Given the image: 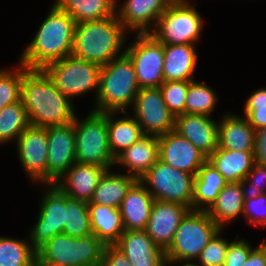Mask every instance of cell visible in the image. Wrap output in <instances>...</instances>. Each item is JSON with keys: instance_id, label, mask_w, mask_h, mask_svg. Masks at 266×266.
<instances>
[{"instance_id": "obj_1", "label": "cell", "mask_w": 266, "mask_h": 266, "mask_svg": "<svg viewBox=\"0 0 266 266\" xmlns=\"http://www.w3.org/2000/svg\"><path fill=\"white\" fill-rule=\"evenodd\" d=\"M21 100L30 125L44 128L64 125L74 121L77 115L74 102L53 84L42 69L23 66Z\"/></svg>"}, {"instance_id": "obj_2", "label": "cell", "mask_w": 266, "mask_h": 266, "mask_svg": "<svg viewBox=\"0 0 266 266\" xmlns=\"http://www.w3.org/2000/svg\"><path fill=\"white\" fill-rule=\"evenodd\" d=\"M47 14L29 45L19 55L18 62L28 69H43L72 55L75 20L55 3Z\"/></svg>"}, {"instance_id": "obj_3", "label": "cell", "mask_w": 266, "mask_h": 266, "mask_svg": "<svg viewBox=\"0 0 266 266\" xmlns=\"http://www.w3.org/2000/svg\"><path fill=\"white\" fill-rule=\"evenodd\" d=\"M127 33L117 15L76 24L72 55L104 66L125 53Z\"/></svg>"}, {"instance_id": "obj_4", "label": "cell", "mask_w": 266, "mask_h": 266, "mask_svg": "<svg viewBox=\"0 0 266 266\" xmlns=\"http://www.w3.org/2000/svg\"><path fill=\"white\" fill-rule=\"evenodd\" d=\"M139 90L132 61L124 53L102 66L93 110L101 113L128 112Z\"/></svg>"}, {"instance_id": "obj_5", "label": "cell", "mask_w": 266, "mask_h": 266, "mask_svg": "<svg viewBox=\"0 0 266 266\" xmlns=\"http://www.w3.org/2000/svg\"><path fill=\"white\" fill-rule=\"evenodd\" d=\"M105 244L94 234L53 236L37 250V266H101Z\"/></svg>"}, {"instance_id": "obj_6", "label": "cell", "mask_w": 266, "mask_h": 266, "mask_svg": "<svg viewBox=\"0 0 266 266\" xmlns=\"http://www.w3.org/2000/svg\"><path fill=\"white\" fill-rule=\"evenodd\" d=\"M220 229L206 210H189L165 250L166 261L196 262L201 251Z\"/></svg>"}, {"instance_id": "obj_7", "label": "cell", "mask_w": 266, "mask_h": 266, "mask_svg": "<svg viewBox=\"0 0 266 266\" xmlns=\"http://www.w3.org/2000/svg\"><path fill=\"white\" fill-rule=\"evenodd\" d=\"M203 21L193 2L175 0L149 33L162 44L196 45L201 38Z\"/></svg>"}, {"instance_id": "obj_8", "label": "cell", "mask_w": 266, "mask_h": 266, "mask_svg": "<svg viewBox=\"0 0 266 266\" xmlns=\"http://www.w3.org/2000/svg\"><path fill=\"white\" fill-rule=\"evenodd\" d=\"M76 162L105 167L115 165L108 139L107 112L91 110L84 119L75 117Z\"/></svg>"}, {"instance_id": "obj_9", "label": "cell", "mask_w": 266, "mask_h": 266, "mask_svg": "<svg viewBox=\"0 0 266 266\" xmlns=\"http://www.w3.org/2000/svg\"><path fill=\"white\" fill-rule=\"evenodd\" d=\"M101 69L102 66L98 64L69 55L46 65L42 70L53 84L73 102L74 97L92 90L96 99Z\"/></svg>"}, {"instance_id": "obj_10", "label": "cell", "mask_w": 266, "mask_h": 266, "mask_svg": "<svg viewBox=\"0 0 266 266\" xmlns=\"http://www.w3.org/2000/svg\"><path fill=\"white\" fill-rule=\"evenodd\" d=\"M195 176L160 159L139 179L156 200L175 202L192 209Z\"/></svg>"}, {"instance_id": "obj_11", "label": "cell", "mask_w": 266, "mask_h": 266, "mask_svg": "<svg viewBox=\"0 0 266 266\" xmlns=\"http://www.w3.org/2000/svg\"><path fill=\"white\" fill-rule=\"evenodd\" d=\"M125 48L130 57L140 88L160 87L164 82V44L150 33H135Z\"/></svg>"}, {"instance_id": "obj_12", "label": "cell", "mask_w": 266, "mask_h": 266, "mask_svg": "<svg viewBox=\"0 0 266 266\" xmlns=\"http://www.w3.org/2000/svg\"><path fill=\"white\" fill-rule=\"evenodd\" d=\"M131 115L144 135L161 136L174 130L175 116L167 108L160 87L140 88Z\"/></svg>"}, {"instance_id": "obj_13", "label": "cell", "mask_w": 266, "mask_h": 266, "mask_svg": "<svg viewBox=\"0 0 266 266\" xmlns=\"http://www.w3.org/2000/svg\"><path fill=\"white\" fill-rule=\"evenodd\" d=\"M44 187L36 223L27 235L36 251L65 227V193L56 185Z\"/></svg>"}, {"instance_id": "obj_14", "label": "cell", "mask_w": 266, "mask_h": 266, "mask_svg": "<svg viewBox=\"0 0 266 266\" xmlns=\"http://www.w3.org/2000/svg\"><path fill=\"white\" fill-rule=\"evenodd\" d=\"M14 143L28 178L34 184L48 185L47 128L29 125Z\"/></svg>"}, {"instance_id": "obj_15", "label": "cell", "mask_w": 266, "mask_h": 266, "mask_svg": "<svg viewBox=\"0 0 266 266\" xmlns=\"http://www.w3.org/2000/svg\"><path fill=\"white\" fill-rule=\"evenodd\" d=\"M48 185L55 182L76 163L74 121L47 128Z\"/></svg>"}, {"instance_id": "obj_16", "label": "cell", "mask_w": 266, "mask_h": 266, "mask_svg": "<svg viewBox=\"0 0 266 266\" xmlns=\"http://www.w3.org/2000/svg\"><path fill=\"white\" fill-rule=\"evenodd\" d=\"M158 139L159 159L175 169L196 176L208 159L193 143L174 130L158 136Z\"/></svg>"}, {"instance_id": "obj_17", "label": "cell", "mask_w": 266, "mask_h": 266, "mask_svg": "<svg viewBox=\"0 0 266 266\" xmlns=\"http://www.w3.org/2000/svg\"><path fill=\"white\" fill-rule=\"evenodd\" d=\"M175 0H125L116 4V15L128 32L149 33L157 19Z\"/></svg>"}, {"instance_id": "obj_18", "label": "cell", "mask_w": 266, "mask_h": 266, "mask_svg": "<svg viewBox=\"0 0 266 266\" xmlns=\"http://www.w3.org/2000/svg\"><path fill=\"white\" fill-rule=\"evenodd\" d=\"M189 210L182 204L155 199L145 232L165 251L170 246L182 218Z\"/></svg>"}, {"instance_id": "obj_19", "label": "cell", "mask_w": 266, "mask_h": 266, "mask_svg": "<svg viewBox=\"0 0 266 266\" xmlns=\"http://www.w3.org/2000/svg\"><path fill=\"white\" fill-rule=\"evenodd\" d=\"M174 131L209 157L218 148V121L212 116L184 113L175 117Z\"/></svg>"}, {"instance_id": "obj_20", "label": "cell", "mask_w": 266, "mask_h": 266, "mask_svg": "<svg viewBox=\"0 0 266 266\" xmlns=\"http://www.w3.org/2000/svg\"><path fill=\"white\" fill-rule=\"evenodd\" d=\"M131 266H166L165 251L158 247L145 230H124L114 244Z\"/></svg>"}, {"instance_id": "obj_21", "label": "cell", "mask_w": 266, "mask_h": 266, "mask_svg": "<svg viewBox=\"0 0 266 266\" xmlns=\"http://www.w3.org/2000/svg\"><path fill=\"white\" fill-rule=\"evenodd\" d=\"M106 170L102 166L76 162L55 182V185L68 197L89 203Z\"/></svg>"}, {"instance_id": "obj_22", "label": "cell", "mask_w": 266, "mask_h": 266, "mask_svg": "<svg viewBox=\"0 0 266 266\" xmlns=\"http://www.w3.org/2000/svg\"><path fill=\"white\" fill-rule=\"evenodd\" d=\"M158 160V137L143 135L115 158V165L122 166L127 170V175H132L139 180Z\"/></svg>"}, {"instance_id": "obj_23", "label": "cell", "mask_w": 266, "mask_h": 266, "mask_svg": "<svg viewBox=\"0 0 266 266\" xmlns=\"http://www.w3.org/2000/svg\"><path fill=\"white\" fill-rule=\"evenodd\" d=\"M218 121L219 148L235 151H254L255 130L246 117L227 112Z\"/></svg>"}, {"instance_id": "obj_24", "label": "cell", "mask_w": 266, "mask_h": 266, "mask_svg": "<svg viewBox=\"0 0 266 266\" xmlns=\"http://www.w3.org/2000/svg\"><path fill=\"white\" fill-rule=\"evenodd\" d=\"M155 198L138 180L127 192L119 211L124 230H145Z\"/></svg>"}, {"instance_id": "obj_25", "label": "cell", "mask_w": 266, "mask_h": 266, "mask_svg": "<svg viewBox=\"0 0 266 266\" xmlns=\"http://www.w3.org/2000/svg\"><path fill=\"white\" fill-rule=\"evenodd\" d=\"M196 49L195 44H164V80L193 81L198 64Z\"/></svg>"}, {"instance_id": "obj_26", "label": "cell", "mask_w": 266, "mask_h": 266, "mask_svg": "<svg viewBox=\"0 0 266 266\" xmlns=\"http://www.w3.org/2000/svg\"><path fill=\"white\" fill-rule=\"evenodd\" d=\"M228 183L245 179L255 161L254 151H235L217 148L207 159Z\"/></svg>"}, {"instance_id": "obj_27", "label": "cell", "mask_w": 266, "mask_h": 266, "mask_svg": "<svg viewBox=\"0 0 266 266\" xmlns=\"http://www.w3.org/2000/svg\"><path fill=\"white\" fill-rule=\"evenodd\" d=\"M137 181L136 177L127 175L125 172L118 173V170L116 172L108 169L101 176L88 204H99L119 209L127 192Z\"/></svg>"}, {"instance_id": "obj_28", "label": "cell", "mask_w": 266, "mask_h": 266, "mask_svg": "<svg viewBox=\"0 0 266 266\" xmlns=\"http://www.w3.org/2000/svg\"><path fill=\"white\" fill-rule=\"evenodd\" d=\"M129 115L128 112H107L109 146L114 158L144 135L137 120Z\"/></svg>"}, {"instance_id": "obj_29", "label": "cell", "mask_w": 266, "mask_h": 266, "mask_svg": "<svg viewBox=\"0 0 266 266\" xmlns=\"http://www.w3.org/2000/svg\"><path fill=\"white\" fill-rule=\"evenodd\" d=\"M244 198L239 182L228 183L218 193L214 203L206 210L214 222L225 229L229 222H234L243 215Z\"/></svg>"}, {"instance_id": "obj_30", "label": "cell", "mask_w": 266, "mask_h": 266, "mask_svg": "<svg viewBox=\"0 0 266 266\" xmlns=\"http://www.w3.org/2000/svg\"><path fill=\"white\" fill-rule=\"evenodd\" d=\"M227 184L225 178L206 161L194 179L192 210H207Z\"/></svg>"}, {"instance_id": "obj_31", "label": "cell", "mask_w": 266, "mask_h": 266, "mask_svg": "<svg viewBox=\"0 0 266 266\" xmlns=\"http://www.w3.org/2000/svg\"><path fill=\"white\" fill-rule=\"evenodd\" d=\"M88 208L93 234L105 245H114L124 232L119 209L99 204H88Z\"/></svg>"}, {"instance_id": "obj_32", "label": "cell", "mask_w": 266, "mask_h": 266, "mask_svg": "<svg viewBox=\"0 0 266 266\" xmlns=\"http://www.w3.org/2000/svg\"><path fill=\"white\" fill-rule=\"evenodd\" d=\"M117 2V0H56L54 3L79 24L115 16Z\"/></svg>"}, {"instance_id": "obj_33", "label": "cell", "mask_w": 266, "mask_h": 266, "mask_svg": "<svg viewBox=\"0 0 266 266\" xmlns=\"http://www.w3.org/2000/svg\"><path fill=\"white\" fill-rule=\"evenodd\" d=\"M0 266H37V251L28 238L0 236Z\"/></svg>"}, {"instance_id": "obj_34", "label": "cell", "mask_w": 266, "mask_h": 266, "mask_svg": "<svg viewBox=\"0 0 266 266\" xmlns=\"http://www.w3.org/2000/svg\"><path fill=\"white\" fill-rule=\"evenodd\" d=\"M30 125L22 100L5 106L0 114V145L16 142Z\"/></svg>"}, {"instance_id": "obj_35", "label": "cell", "mask_w": 266, "mask_h": 266, "mask_svg": "<svg viewBox=\"0 0 266 266\" xmlns=\"http://www.w3.org/2000/svg\"><path fill=\"white\" fill-rule=\"evenodd\" d=\"M63 233L76 238L92 235L88 203L65 194V227Z\"/></svg>"}, {"instance_id": "obj_36", "label": "cell", "mask_w": 266, "mask_h": 266, "mask_svg": "<svg viewBox=\"0 0 266 266\" xmlns=\"http://www.w3.org/2000/svg\"><path fill=\"white\" fill-rule=\"evenodd\" d=\"M219 97L213 88L196 80L188 81L185 113L211 116Z\"/></svg>"}, {"instance_id": "obj_37", "label": "cell", "mask_w": 266, "mask_h": 266, "mask_svg": "<svg viewBox=\"0 0 266 266\" xmlns=\"http://www.w3.org/2000/svg\"><path fill=\"white\" fill-rule=\"evenodd\" d=\"M23 65L17 64L14 69L0 70V104L3 107L21 99Z\"/></svg>"}, {"instance_id": "obj_38", "label": "cell", "mask_w": 266, "mask_h": 266, "mask_svg": "<svg viewBox=\"0 0 266 266\" xmlns=\"http://www.w3.org/2000/svg\"><path fill=\"white\" fill-rule=\"evenodd\" d=\"M164 102L169 111L176 117L185 113L188 81H165L160 86Z\"/></svg>"}, {"instance_id": "obj_39", "label": "cell", "mask_w": 266, "mask_h": 266, "mask_svg": "<svg viewBox=\"0 0 266 266\" xmlns=\"http://www.w3.org/2000/svg\"><path fill=\"white\" fill-rule=\"evenodd\" d=\"M223 228L220 229L201 251L196 260L198 266H223L229 247V241L221 237Z\"/></svg>"}, {"instance_id": "obj_40", "label": "cell", "mask_w": 266, "mask_h": 266, "mask_svg": "<svg viewBox=\"0 0 266 266\" xmlns=\"http://www.w3.org/2000/svg\"><path fill=\"white\" fill-rule=\"evenodd\" d=\"M242 188L243 198H256L266 193V166L255 163L245 179L239 182Z\"/></svg>"}, {"instance_id": "obj_41", "label": "cell", "mask_w": 266, "mask_h": 266, "mask_svg": "<svg viewBox=\"0 0 266 266\" xmlns=\"http://www.w3.org/2000/svg\"><path fill=\"white\" fill-rule=\"evenodd\" d=\"M243 216L249 225L266 228V193L244 199Z\"/></svg>"}, {"instance_id": "obj_42", "label": "cell", "mask_w": 266, "mask_h": 266, "mask_svg": "<svg viewBox=\"0 0 266 266\" xmlns=\"http://www.w3.org/2000/svg\"><path fill=\"white\" fill-rule=\"evenodd\" d=\"M253 249L254 247L246 239H239L236 236L235 240L229 242L223 266H240L248 259Z\"/></svg>"}, {"instance_id": "obj_43", "label": "cell", "mask_w": 266, "mask_h": 266, "mask_svg": "<svg viewBox=\"0 0 266 266\" xmlns=\"http://www.w3.org/2000/svg\"><path fill=\"white\" fill-rule=\"evenodd\" d=\"M101 266H131V264L115 245H106Z\"/></svg>"}, {"instance_id": "obj_44", "label": "cell", "mask_w": 266, "mask_h": 266, "mask_svg": "<svg viewBox=\"0 0 266 266\" xmlns=\"http://www.w3.org/2000/svg\"><path fill=\"white\" fill-rule=\"evenodd\" d=\"M266 108V87L259 88L252 92L244 103V117H247L255 109Z\"/></svg>"}, {"instance_id": "obj_45", "label": "cell", "mask_w": 266, "mask_h": 266, "mask_svg": "<svg viewBox=\"0 0 266 266\" xmlns=\"http://www.w3.org/2000/svg\"><path fill=\"white\" fill-rule=\"evenodd\" d=\"M254 156L257 164L266 166V127L255 130Z\"/></svg>"}, {"instance_id": "obj_46", "label": "cell", "mask_w": 266, "mask_h": 266, "mask_svg": "<svg viewBox=\"0 0 266 266\" xmlns=\"http://www.w3.org/2000/svg\"><path fill=\"white\" fill-rule=\"evenodd\" d=\"M240 266H266V243L264 240L250 252L248 259Z\"/></svg>"}, {"instance_id": "obj_47", "label": "cell", "mask_w": 266, "mask_h": 266, "mask_svg": "<svg viewBox=\"0 0 266 266\" xmlns=\"http://www.w3.org/2000/svg\"><path fill=\"white\" fill-rule=\"evenodd\" d=\"M246 118L254 130L266 127V108L255 109Z\"/></svg>"}, {"instance_id": "obj_48", "label": "cell", "mask_w": 266, "mask_h": 266, "mask_svg": "<svg viewBox=\"0 0 266 266\" xmlns=\"http://www.w3.org/2000/svg\"><path fill=\"white\" fill-rule=\"evenodd\" d=\"M182 263V265L180 266H198L196 263L194 262H172V261H166V266H172V265H177V264ZM184 263V264H183Z\"/></svg>"}, {"instance_id": "obj_49", "label": "cell", "mask_w": 266, "mask_h": 266, "mask_svg": "<svg viewBox=\"0 0 266 266\" xmlns=\"http://www.w3.org/2000/svg\"><path fill=\"white\" fill-rule=\"evenodd\" d=\"M3 106H2V104H0V114H1V112H2V110H3Z\"/></svg>"}]
</instances>
